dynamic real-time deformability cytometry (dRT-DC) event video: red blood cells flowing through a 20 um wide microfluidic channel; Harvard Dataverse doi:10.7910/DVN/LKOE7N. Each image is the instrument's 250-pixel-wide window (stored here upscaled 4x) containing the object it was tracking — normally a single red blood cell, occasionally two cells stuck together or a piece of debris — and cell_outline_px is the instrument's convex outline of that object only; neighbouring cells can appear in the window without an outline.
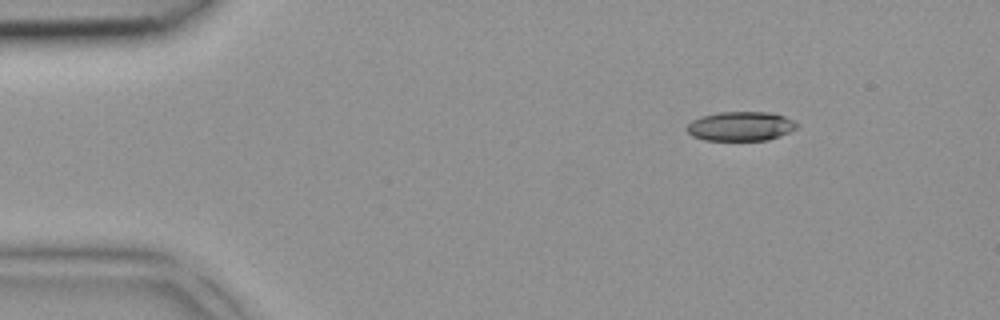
{"species": "common noctule bat (a hibernating species)", "species_latin": "Nyctalus noctula", "temperature_condition": "room temperature", "stored_images_in_passage": 3, "camera_frame_rate_fps": 3000, "um_per_image_px": 0.085, "animal": {"sex": "female", "body_mass_g": 18.4}, "frame": {"image": 1, "passage_image": 1, "time_ms": 0.0, "image_size_px": [1000, 320], "cell_outline_px": [[796, 128], [780, 136], [768, 140], [704, 140], [692, 136], [688, 132], [688, 124], [692, 120], [700, 116], [720, 112], [768, 112], [784, 116], [792, 120], [796, 124]], "centroid_in_image_um": [62.93, 10.73], "position_along_channel_um": 22.1, "area_um2": 18.61}}
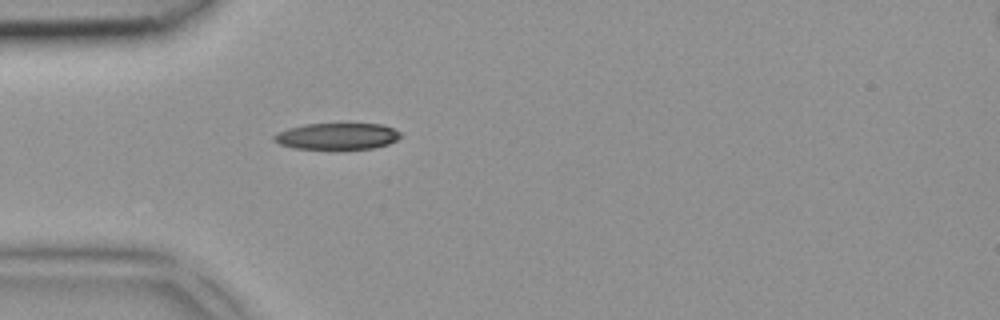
{"frame": {"image": 2, "passage_image": 3, "time_ms": 0.667, "image_size_px": [1000, 320], "cell_outline_px": [[400, 136], [396, 140], [388, 144], [376, 148], [332, 152], [292, 148], [280, 144], [272, 140], [272, 136], [276, 132], [288, 128], [304, 124], [380, 124], [392, 128], [400, 132]], "centroid_in_image_um": [28.59, 11.64], "position_along_channel_um": 56.4, "area_um2": 20.52}}